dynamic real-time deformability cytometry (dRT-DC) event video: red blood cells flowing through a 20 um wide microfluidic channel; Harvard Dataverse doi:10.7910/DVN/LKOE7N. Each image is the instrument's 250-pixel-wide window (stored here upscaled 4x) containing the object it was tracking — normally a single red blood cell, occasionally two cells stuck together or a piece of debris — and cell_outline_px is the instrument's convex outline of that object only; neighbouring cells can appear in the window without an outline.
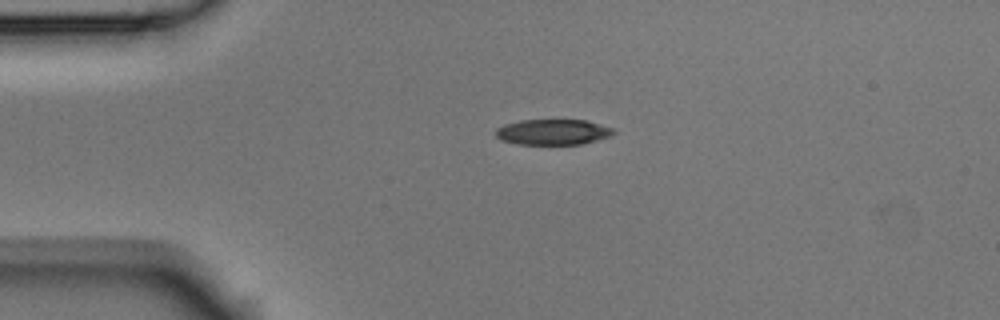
{"species": "Egyptian fruit bat (a non-hibernating species)", "species_latin": "Rousettus aegyptiacus", "temperature_condition": "room temperature", "stored_images_in_passage": 2, "camera_frame_rate_fps": 3000, "um_per_image_px": 0.085, "animal": {"sex": "male"}, "frame": {"image": 1, "passage_image": 1, "time_ms": 0.0, "image_size_px": [1000, 320], "cell_outline_px": [[616, 132], [612, 136], [580, 144], [516, 144], [500, 140], [496, 136], [496, 128], [504, 124], [520, 120], [588, 120], [616, 128]], "centroid_in_image_um": [47.03, 11.21], "position_along_channel_um": 38.0, "area_um2": 17.8}}